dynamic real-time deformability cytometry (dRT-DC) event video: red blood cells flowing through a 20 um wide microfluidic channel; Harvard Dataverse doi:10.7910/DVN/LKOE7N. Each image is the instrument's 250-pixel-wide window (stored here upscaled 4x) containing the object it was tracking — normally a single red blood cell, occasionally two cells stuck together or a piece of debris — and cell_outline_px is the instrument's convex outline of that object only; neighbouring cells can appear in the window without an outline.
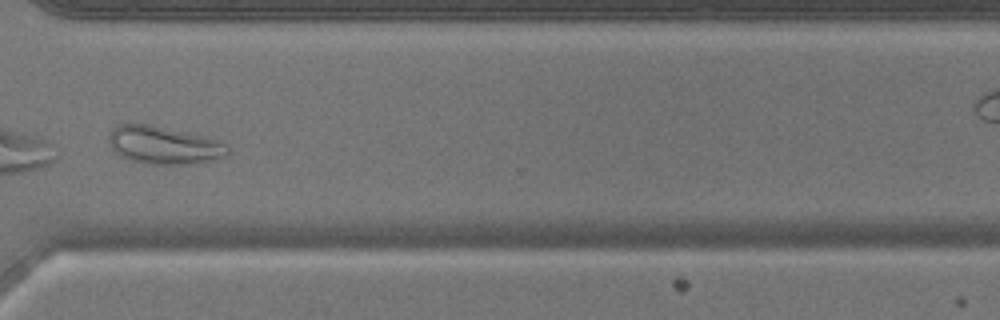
{"species": "common noctule bat (a hibernating species)", "species_latin": "Nyctalus noctula", "temperature_condition": "warm", "stored_images_in_passage": 32, "camera_frame_rate_fps": 3000, "um_per_image_px": 0.085, "animal": {"sex": "male", "body_mass_g": 17.9}, "frame": {"image": 1, "passage_image": 28, "time_ms": 9.0, "image_size_px": [1000, 320], "cell_outline_px": [[228, 156], [212, 160], [188, 164], [152, 164], [132, 160], [120, 156], [112, 148], [108, 140], [108, 136], [112, 128], [120, 124], [152, 124], [204, 136], [216, 140], [224, 144], [228, 148]], "centroid_in_image_um": [13.91, 12.33], "position_along_channel_um": 356.7, "area_um2": 26.07}}